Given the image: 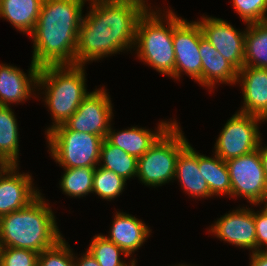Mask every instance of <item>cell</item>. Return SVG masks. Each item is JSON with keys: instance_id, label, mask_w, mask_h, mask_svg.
<instances>
[{"instance_id": "obj_23", "label": "cell", "mask_w": 267, "mask_h": 266, "mask_svg": "<svg viewBox=\"0 0 267 266\" xmlns=\"http://www.w3.org/2000/svg\"><path fill=\"white\" fill-rule=\"evenodd\" d=\"M208 157L198 152V167L214 196L229 195L231 197V181L226 162L217 155Z\"/></svg>"}, {"instance_id": "obj_6", "label": "cell", "mask_w": 267, "mask_h": 266, "mask_svg": "<svg viewBox=\"0 0 267 266\" xmlns=\"http://www.w3.org/2000/svg\"><path fill=\"white\" fill-rule=\"evenodd\" d=\"M182 132L175 120L138 159L136 177L141 183L155 188L174 180L177 158L189 144Z\"/></svg>"}, {"instance_id": "obj_16", "label": "cell", "mask_w": 267, "mask_h": 266, "mask_svg": "<svg viewBox=\"0 0 267 266\" xmlns=\"http://www.w3.org/2000/svg\"><path fill=\"white\" fill-rule=\"evenodd\" d=\"M236 82L243 90V106L239 112L267 121V69L243 66Z\"/></svg>"}, {"instance_id": "obj_27", "label": "cell", "mask_w": 267, "mask_h": 266, "mask_svg": "<svg viewBox=\"0 0 267 266\" xmlns=\"http://www.w3.org/2000/svg\"><path fill=\"white\" fill-rule=\"evenodd\" d=\"M86 250L96 259L100 266H132L134 262H137L135 258L128 263L126 260L123 261L120 257L121 254L125 258L129 256L103 234L93 236Z\"/></svg>"}, {"instance_id": "obj_24", "label": "cell", "mask_w": 267, "mask_h": 266, "mask_svg": "<svg viewBox=\"0 0 267 266\" xmlns=\"http://www.w3.org/2000/svg\"><path fill=\"white\" fill-rule=\"evenodd\" d=\"M244 66L267 69V21L247 24Z\"/></svg>"}, {"instance_id": "obj_11", "label": "cell", "mask_w": 267, "mask_h": 266, "mask_svg": "<svg viewBox=\"0 0 267 266\" xmlns=\"http://www.w3.org/2000/svg\"><path fill=\"white\" fill-rule=\"evenodd\" d=\"M112 105L105 87L95 89L82 100L64 125L69 130L95 134L105 139L114 115Z\"/></svg>"}, {"instance_id": "obj_12", "label": "cell", "mask_w": 267, "mask_h": 266, "mask_svg": "<svg viewBox=\"0 0 267 266\" xmlns=\"http://www.w3.org/2000/svg\"><path fill=\"white\" fill-rule=\"evenodd\" d=\"M197 22L204 38L239 71L244 66L246 29L241 32L228 21L212 16H202Z\"/></svg>"}, {"instance_id": "obj_33", "label": "cell", "mask_w": 267, "mask_h": 266, "mask_svg": "<svg viewBox=\"0 0 267 266\" xmlns=\"http://www.w3.org/2000/svg\"><path fill=\"white\" fill-rule=\"evenodd\" d=\"M76 257V258H75ZM74 266H100L96 259L86 250L81 257L74 256Z\"/></svg>"}, {"instance_id": "obj_5", "label": "cell", "mask_w": 267, "mask_h": 266, "mask_svg": "<svg viewBox=\"0 0 267 266\" xmlns=\"http://www.w3.org/2000/svg\"><path fill=\"white\" fill-rule=\"evenodd\" d=\"M161 11L147 9L140 17L134 49L138 58L145 64L160 74L175 79L173 11L171 8L164 9V13Z\"/></svg>"}, {"instance_id": "obj_25", "label": "cell", "mask_w": 267, "mask_h": 266, "mask_svg": "<svg viewBox=\"0 0 267 266\" xmlns=\"http://www.w3.org/2000/svg\"><path fill=\"white\" fill-rule=\"evenodd\" d=\"M99 166L115 172L127 181L136 177L138 159L124 152L118 146L112 145L105 138L100 147Z\"/></svg>"}, {"instance_id": "obj_28", "label": "cell", "mask_w": 267, "mask_h": 266, "mask_svg": "<svg viewBox=\"0 0 267 266\" xmlns=\"http://www.w3.org/2000/svg\"><path fill=\"white\" fill-rule=\"evenodd\" d=\"M127 181L111 170L99 165L95 168L93 178V191L101 199L111 201L122 194Z\"/></svg>"}, {"instance_id": "obj_22", "label": "cell", "mask_w": 267, "mask_h": 266, "mask_svg": "<svg viewBox=\"0 0 267 266\" xmlns=\"http://www.w3.org/2000/svg\"><path fill=\"white\" fill-rule=\"evenodd\" d=\"M18 123L11 106L0 105V162L3 165H18Z\"/></svg>"}, {"instance_id": "obj_17", "label": "cell", "mask_w": 267, "mask_h": 266, "mask_svg": "<svg viewBox=\"0 0 267 266\" xmlns=\"http://www.w3.org/2000/svg\"><path fill=\"white\" fill-rule=\"evenodd\" d=\"M160 121L157 130L151 131L146 128L131 126L128 129L115 131L110 126L106 139L115 146H118L124 152L139 159L149 148L157 141V139L175 122Z\"/></svg>"}, {"instance_id": "obj_18", "label": "cell", "mask_w": 267, "mask_h": 266, "mask_svg": "<svg viewBox=\"0 0 267 266\" xmlns=\"http://www.w3.org/2000/svg\"><path fill=\"white\" fill-rule=\"evenodd\" d=\"M142 220L125 212L114 215L108 240L119 246L128 256L134 254L149 238L151 229Z\"/></svg>"}, {"instance_id": "obj_14", "label": "cell", "mask_w": 267, "mask_h": 266, "mask_svg": "<svg viewBox=\"0 0 267 266\" xmlns=\"http://www.w3.org/2000/svg\"><path fill=\"white\" fill-rule=\"evenodd\" d=\"M213 233L220 241L227 242L236 247L249 249L256 252V226L254 210L247 207H238L218 218L210 226Z\"/></svg>"}, {"instance_id": "obj_3", "label": "cell", "mask_w": 267, "mask_h": 266, "mask_svg": "<svg viewBox=\"0 0 267 266\" xmlns=\"http://www.w3.org/2000/svg\"><path fill=\"white\" fill-rule=\"evenodd\" d=\"M42 196L41 193L27 207L0 217V247L40 253L64 238L54 212Z\"/></svg>"}, {"instance_id": "obj_15", "label": "cell", "mask_w": 267, "mask_h": 266, "mask_svg": "<svg viewBox=\"0 0 267 266\" xmlns=\"http://www.w3.org/2000/svg\"><path fill=\"white\" fill-rule=\"evenodd\" d=\"M38 71L32 61L28 75L17 66L0 64V105L20 104L31 98L37 89Z\"/></svg>"}, {"instance_id": "obj_32", "label": "cell", "mask_w": 267, "mask_h": 266, "mask_svg": "<svg viewBox=\"0 0 267 266\" xmlns=\"http://www.w3.org/2000/svg\"><path fill=\"white\" fill-rule=\"evenodd\" d=\"M254 221L256 226V251H267V207L264 206L263 208L262 206L261 211H254Z\"/></svg>"}, {"instance_id": "obj_7", "label": "cell", "mask_w": 267, "mask_h": 266, "mask_svg": "<svg viewBox=\"0 0 267 266\" xmlns=\"http://www.w3.org/2000/svg\"><path fill=\"white\" fill-rule=\"evenodd\" d=\"M46 135L51 157L63 168L97 167L100 161L101 136L69 130L64 124Z\"/></svg>"}, {"instance_id": "obj_29", "label": "cell", "mask_w": 267, "mask_h": 266, "mask_svg": "<svg viewBox=\"0 0 267 266\" xmlns=\"http://www.w3.org/2000/svg\"><path fill=\"white\" fill-rule=\"evenodd\" d=\"M62 238L55 246L38 255V266H74L73 249Z\"/></svg>"}, {"instance_id": "obj_1", "label": "cell", "mask_w": 267, "mask_h": 266, "mask_svg": "<svg viewBox=\"0 0 267 266\" xmlns=\"http://www.w3.org/2000/svg\"><path fill=\"white\" fill-rule=\"evenodd\" d=\"M89 12L78 31L75 65L111 56L134 48L136 28L147 10L130 0H89Z\"/></svg>"}, {"instance_id": "obj_37", "label": "cell", "mask_w": 267, "mask_h": 266, "mask_svg": "<svg viewBox=\"0 0 267 266\" xmlns=\"http://www.w3.org/2000/svg\"><path fill=\"white\" fill-rule=\"evenodd\" d=\"M265 207H267V198H266V201H265V203L263 204Z\"/></svg>"}, {"instance_id": "obj_30", "label": "cell", "mask_w": 267, "mask_h": 266, "mask_svg": "<svg viewBox=\"0 0 267 266\" xmlns=\"http://www.w3.org/2000/svg\"><path fill=\"white\" fill-rule=\"evenodd\" d=\"M232 4L246 25L267 21V0H232Z\"/></svg>"}, {"instance_id": "obj_13", "label": "cell", "mask_w": 267, "mask_h": 266, "mask_svg": "<svg viewBox=\"0 0 267 266\" xmlns=\"http://www.w3.org/2000/svg\"><path fill=\"white\" fill-rule=\"evenodd\" d=\"M19 165L0 169V217L27 207L41 192L33 185L32 175L19 173Z\"/></svg>"}, {"instance_id": "obj_35", "label": "cell", "mask_w": 267, "mask_h": 266, "mask_svg": "<svg viewBox=\"0 0 267 266\" xmlns=\"http://www.w3.org/2000/svg\"><path fill=\"white\" fill-rule=\"evenodd\" d=\"M258 149L260 152L264 173L267 179V145L263 146L262 143L260 142Z\"/></svg>"}, {"instance_id": "obj_4", "label": "cell", "mask_w": 267, "mask_h": 266, "mask_svg": "<svg viewBox=\"0 0 267 266\" xmlns=\"http://www.w3.org/2000/svg\"><path fill=\"white\" fill-rule=\"evenodd\" d=\"M85 73L83 65H47L39 68L37 91L44 89L43 101L53 121L46 134L64 124L90 93L86 88Z\"/></svg>"}, {"instance_id": "obj_10", "label": "cell", "mask_w": 267, "mask_h": 266, "mask_svg": "<svg viewBox=\"0 0 267 266\" xmlns=\"http://www.w3.org/2000/svg\"><path fill=\"white\" fill-rule=\"evenodd\" d=\"M197 21L178 17L173 12V47L175 52V79L180 80L182 73L202 86V58L199 52L203 38Z\"/></svg>"}, {"instance_id": "obj_26", "label": "cell", "mask_w": 267, "mask_h": 266, "mask_svg": "<svg viewBox=\"0 0 267 266\" xmlns=\"http://www.w3.org/2000/svg\"><path fill=\"white\" fill-rule=\"evenodd\" d=\"M96 167L64 168L59 186L70 197H85L93 191V178Z\"/></svg>"}, {"instance_id": "obj_31", "label": "cell", "mask_w": 267, "mask_h": 266, "mask_svg": "<svg viewBox=\"0 0 267 266\" xmlns=\"http://www.w3.org/2000/svg\"><path fill=\"white\" fill-rule=\"evenodd\" d=\"M38 255L29 249L0 247V266H38Z\"/></svg>"}, {"instance_id": "obj_8", "label": "cell", "mask_w": 267, "mask_h": 266, "mask_svg": "<svg viewBox=\"0 0 267 266\" xmlns=\"http://www.w3.org/2000/svg\"><path fill=\"white\" fill-rule=\"evenodd\" d=\"M262 122L260 117L237 111L220 131L213 153L227 161L257 150L262 142L259 130Z\"/></svg>"}, {"instance_id": "obj_2", "label": "cell", "mask_w": 267, "mask_h": 266, "mask_svg": "<svg viewBox=\"0 0 267 266\" xmlns=\"http://www.w3.org/2000/svg\"><path fill=\"white\" fill-rule=\"evenodd\" d=\"M89 0H43L35 29L32 62L47 65H75L78 31L83 7Z\"/></svg>"}, {"instance_id": "obj_21", "label": "cell", "mask_w": 267, "mask_h": 266, "mask_svg": "<svg viewBox=\"0 0 267 266\" xmlns=\"http://www.w3.org/2000/svg\"><path fill=\"white\" fill-rule=\"evenodd\" d=\"M43 0H0V17L30 35L35 29Z\"/></svg>"}, {"instance_id": "obj_38", "label": "cell", "mask_w": 267, "mask_h": 266, "mask_svg": "<svg viewBox=\"0 0 267 266\" xmlns=\"http://www.w3.org/2000/svg\"><path fill=\"white\" fill-rule=\"evenodd\" d=\"M4 165L0 162V169L3 167Z\"/></svg>"}, {"instance_id": "obj_34", "label": "cell", "mask_w": 267, "mask_h": 266, "mask_svg": "<svg viewBox=\"0 0 267 266\" xmlns=\"http://www.w3.org/2000/svg\"><path fill=\"white\" fill-rule=\"evenodd\" d=\"M250 255L249 266H267V251H256Z\"/></svg>"}, {"instance_id": "obj_19", "label": "cell", "mask_w": 267, "mask_h": 266, "mask_svg": "<svg viewBox=\"0 0 267 266\" xmlns=\"http://www.w3.org/2000/svg\"><path fill=\"white\" fill-rule=\"evenodd\" d=\"M199 52L202 58V86L211 92L218 83H237L238 70L204 37L200 40Z\"/></svg>"}, {"instance_id": "obj_9", "label": "cell", "mask_w": 267, "mask_h": 266, "mask_svg": "<svg viewBox=\"0 0 267 266\" xmlns=\"http://www.w3.org/2000/svg\"><path fill=\"white\" fill-rule=\"evenodd\" d=\"M225 162L231 181V197H243L250 205L264 204L267 198V179L259 149Z\"/></svg>"}, {"instance_id": "obj_20", "label": "cell", "mask_w": 267, "mask_h": 266, "mask_svg": "<svg viewBox=\"0 0 267 266\" xmlns=\"http://www.w3.org/2000/svg\"><path fill=\"white\" fill-rule=\"evenodd\" d=\"M178 180L183 190L193 198L213 197L209 186L202 175V168L198 167V152L190 143L180 152L176 161L174 180Z\"/></svg>"}, {"instance_id": "obj_36", "label": "cell", "mask_w": 267, "mask_h": 266, "mask_svg": "<svg viewBox=\"0 0 267 266\" xmlns=\"http://www.w3.org/2000/svg\"><path fill=\"white\" fill-rule=\"evenodd\" d=\"M175 266H191V265L190 264L189 265H187V264H178V265H175Z\"/></svg>"}]
</instances>
